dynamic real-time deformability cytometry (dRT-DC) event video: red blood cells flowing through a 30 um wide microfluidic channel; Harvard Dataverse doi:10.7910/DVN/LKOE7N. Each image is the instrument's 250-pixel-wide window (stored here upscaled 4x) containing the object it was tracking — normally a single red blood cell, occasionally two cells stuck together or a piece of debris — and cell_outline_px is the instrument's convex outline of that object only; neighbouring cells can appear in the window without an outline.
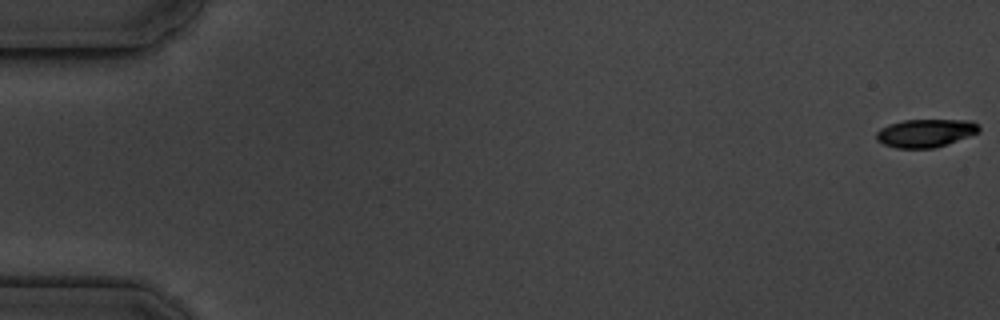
{"species": "common noctule bat (a hibernating species)", "species_latin": "Nyctalus noctula", "temperature_condition": "cold", "stored_images_in_passage": 4, "camera_frame_rate_fps": 3000, "um_per_image_px": 0.085, "animal": {"sex": "male", "body_mass_g": 19.5, "forearm_length_mm": 54.6}, "frame": {"image": 1, "passage_image": 1, "time_ms": 0.0, "image_size_px": [1000, 320], "cell_outline_px": [[980, 132], [936, 148], [896, 148], [884, 144], [876, 140], [876, 132], [880, 128], [888, 124], [904, 120], [972, 120], [980, 128]], "centroid_in_image_um": [78.65, 11.31], "position_along_channel_um": 6.3, "area_um2": 16.88}}